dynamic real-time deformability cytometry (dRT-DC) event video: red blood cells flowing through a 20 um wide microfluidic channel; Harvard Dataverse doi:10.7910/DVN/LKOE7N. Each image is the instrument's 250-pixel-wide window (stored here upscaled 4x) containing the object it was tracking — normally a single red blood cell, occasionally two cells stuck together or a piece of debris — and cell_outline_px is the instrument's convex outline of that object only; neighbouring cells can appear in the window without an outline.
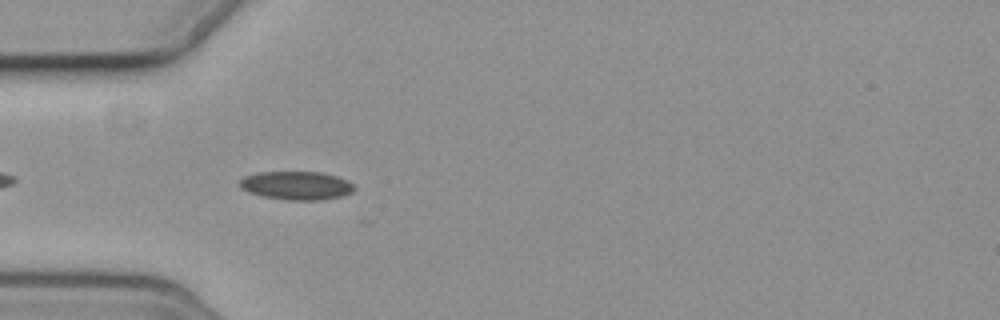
{"species": "common noctule bat (a hibernating species)", "species_latin": "Nyctalus noctula", "temperature_condition": "cold", "stored_images_in_passage": 6, "camera_frame_rate_fps": 3000, "um_per_image_px": 0.085, "animal": {"sex": "female", "body_mass_g": 19.3, "forearm_length_mm": 54.1}, "frame": {"image": 1, "passage_image": 5, "time_ms": 5.667, "image_size_px": [1000, 320], "cell_outline_px": [[356, 188], [352, 192], [340, 196], [320, 200], [288, 200], [264, 196], [248, 192], [240, 188], [240, 180], [244, 176], [260, 172], [324, 172], [336, 176], [352, 184]], "centroid_in_image_um": [25.18, 15.76], "position_along_channel_um": 59.8, "area_um2": 18.84}}
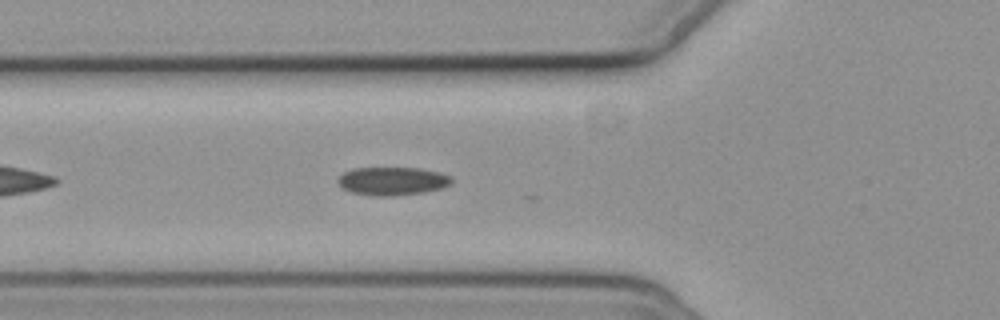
{"frame": {"image": 2, "passage_image": 6, "time_ms": 6.667, "image_size_px": [1000, 320], "cell_outline_px": [[452, 184], [440, 188], [424, 192], [392, 196], [376, 196], [352, 192], [344, 188], [336, 180], [344, 172], [352, 168], [420, 168], [440, 172], [452, 176]], "centroid_in_image_um": [33.38, 15.38], "position_along_channel_um": 92.4, "area_um2": 18.67}}